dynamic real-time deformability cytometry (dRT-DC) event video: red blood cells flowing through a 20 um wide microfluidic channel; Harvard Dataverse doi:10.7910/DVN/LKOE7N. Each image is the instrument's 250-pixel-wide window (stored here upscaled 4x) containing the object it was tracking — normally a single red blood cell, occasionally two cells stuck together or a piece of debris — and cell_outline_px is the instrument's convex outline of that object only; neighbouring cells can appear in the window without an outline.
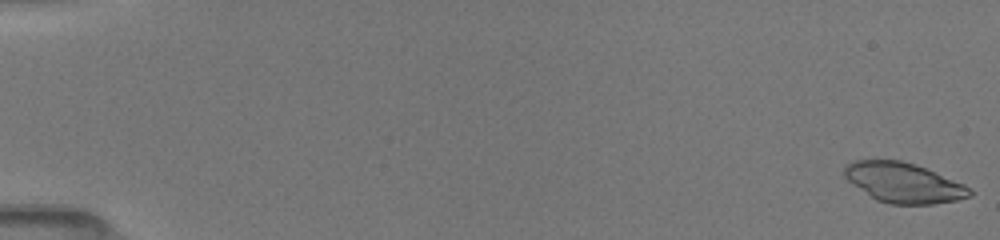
{"species": "common noctule bat (a hibernating species)", "species_latin": "Nyctalus noctula", "temperature_condition": "room temperature", "stored_images_in_passage": 51, "camera_frame_rate_fps": 3000, "um_per_image_px": 0.085, "animal": {"sex": "female", "body_mass_g": 19.5, "forearm_length_mm": 54.1}, "frame": {"image": 1, "passage_image": 1, "time_ms": 0.0, "image_size_px": [1000, 240], "cell_outline_px": [[972, 196], [956, 200], [932, 204], [888, 204], [876, 200], [852, 184], [844, 176], [844, 168], [852, 160], [900, 160], [916, 164], [964, 184], [972, 192]], "centroid_in_image_um": [76.79, 15.53], "position_along_channel_um": 8.2, "area_um2": 29.07}}
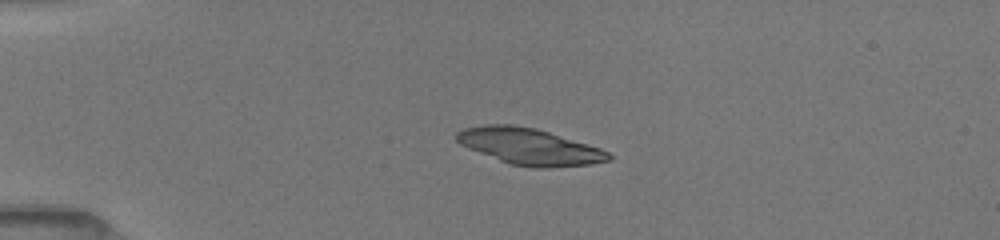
{"frame": {"image": 2, "passage_image": 13, "time_ms": 4.0, "image_size_px": [1000, 240], "cell_outline_px": [[612, 160], [592, 164], [548, 168], [536, 168], [508, 164], [468, 148], [460, 144], [456, 140], [456, 132], [464, 128], [484, 124], [512, 124], [536, 128], [588, 144], [600, 148], [608, 152], [612, 156]], "centroid_in_image_um": [44.99, 12.46], "position_along_channel_um": 40.0, "area_um2": 32.43}}